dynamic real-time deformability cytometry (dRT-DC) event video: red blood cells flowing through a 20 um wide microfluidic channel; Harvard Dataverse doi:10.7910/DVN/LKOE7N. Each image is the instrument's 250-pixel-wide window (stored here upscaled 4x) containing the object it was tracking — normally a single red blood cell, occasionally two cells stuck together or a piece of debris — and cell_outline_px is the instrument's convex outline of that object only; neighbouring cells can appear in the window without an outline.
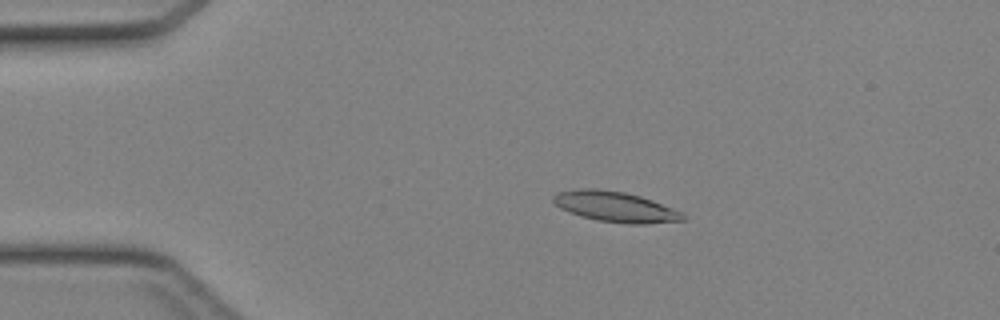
{"species": "Egyptian fruit bat (a non-hibernating species)", "species_latin": "Rousettus aegyptiacus", "temperature_condition": "cold", "stored_images_in_passage": 46, "camera_frame_rate_fps": 3000, "um_per_image_px": 0.085, "animal": {"sex": "female"}, "frame": {"image": 1, "passage_image": 10, "time_ms": 3.0, "image_size_px": [1000, 320], "cell_outline_px": [[684, 220], [644, 224], [632, 224], [596, 220], [580, 216], [560, 208], [552, 200], [552, 196], [560, 192], [580, 188], [596, 188], [624, 192], [640, 196], [652, 200], [684, 212]], "centroid_in_image_um": [52.31, 17.57], "position_along_channel_um": 32.7, "area_um2": 22.89}}
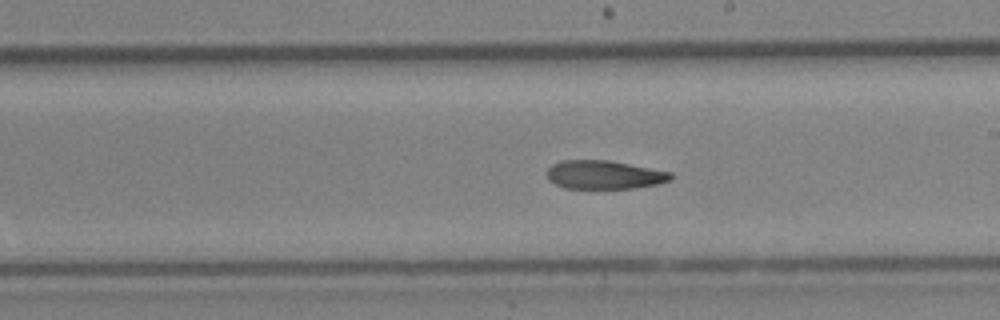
{"frame": {"image": 2, "passage_image": 27, "time_ms": 8.667, "image_size_px": [1000, 320], "cell_outline_px": [[672, 180], [656, 184], [636, 188], [564, 188], [548, 180], [548, 168], [552, 164], [560, 160], [608, 160], [672, 172]], "centroid_in_image_um": [51.36, 14.85], "position_along_channel_um": 237.6, "area_um2": 20.58}}
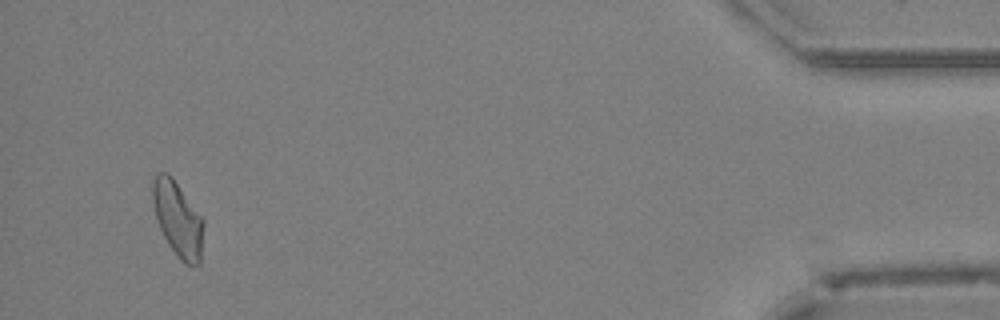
{"frame": {"image": 3, "passage_image": 44, "time_ms": 14.333, "image_size_px": [1000, 320], "cell_outline_px": [[204, 224], [200, 264], [184, 264], [180, 260], [168, 244], [156, 220], [152, 200], [152, 180], [160, 172], [168, 172], [172, 176], [204, 220]], "centroid_in_image_um": [15.11, 18.61], "position_along_channel_um": 420.1, "area_um2": 22.25}}